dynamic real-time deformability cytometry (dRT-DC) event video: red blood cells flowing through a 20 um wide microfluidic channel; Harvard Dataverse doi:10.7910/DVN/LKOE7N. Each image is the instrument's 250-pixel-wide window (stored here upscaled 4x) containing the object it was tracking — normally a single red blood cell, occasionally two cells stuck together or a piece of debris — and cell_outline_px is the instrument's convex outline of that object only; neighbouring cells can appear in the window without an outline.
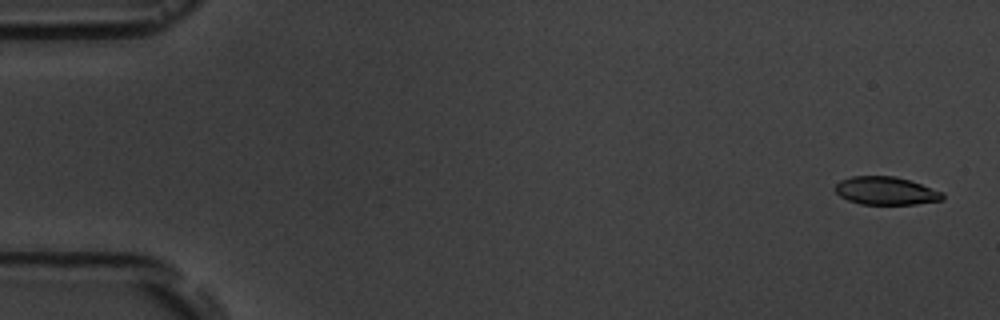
{"species": "common noctule bat (a hibernating species)", "species_latin": "Nyctalus noctula", "temperature_condition": "room temperature", "stored_images_in_passage": 6, "segment_of_instrument_passage": [1, 2], "camera_frame_rate_fps": 3000, "um_per_image_px": 0.085, "animal": {"sex": "male", "body_mass_g": 19.5, "forearm_length_mm": 54.6}, "frame": {"image": 1, "passage_image": 1, "time_ms": 0.0, "image_size_px": [1000, 320], "cell_outline_px": [[944, 200], [916, 204], [860, 204], [848, 200], [840, 196], [832, 188], [840, 180], [852, 176], [896, 176], [944, 192]], "centroid_in_image_um": [75.29, 16.22], "position_along_channel_um": 9.7, "area_um2": 17.63}}